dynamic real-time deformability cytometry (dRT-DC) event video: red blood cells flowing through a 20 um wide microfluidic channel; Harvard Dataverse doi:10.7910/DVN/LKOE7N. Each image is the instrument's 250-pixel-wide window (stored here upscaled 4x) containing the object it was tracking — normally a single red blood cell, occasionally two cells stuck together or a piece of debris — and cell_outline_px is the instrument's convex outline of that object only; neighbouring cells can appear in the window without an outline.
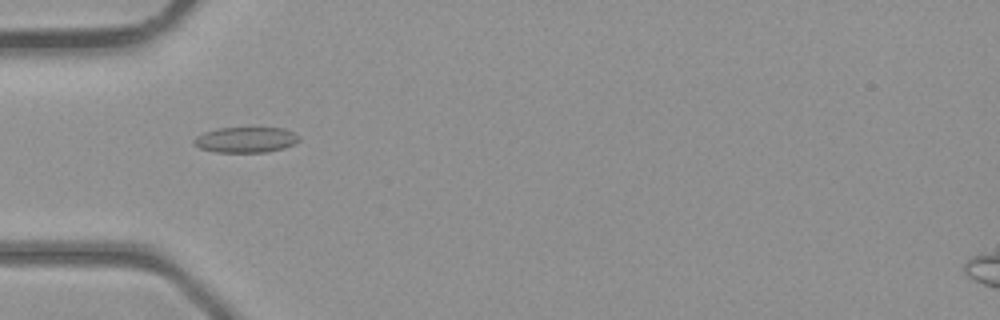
{"species": "common noctule bat (a hibernating species)", "species_latin": "Nyctalus noctula", "temperature_condition": "room temperature", "stored_images_in_passage": 2, "camera_frame_rate_fps": 3000, "um_per_image_px": 0.085, "animal": {"sex": "male", "body_mass_g": 23.1, "forearm_length_mm": 52.7}, "frame": {"image": 1, "passage_image": 1, "time_ms": 0.0, "image_size_px": [1000, 320], "cell_outline_px": [[300, 140], [284, 148], [264, 152], [216, 152], [200, 148], [192, 144], [192, 140], [196, 136], [204, 132], [220, 128], [284, 128], [300, 136]], "centroid_in_image_um": [20.86, 11.88], "position_along_channel_um": 64.1, "area_um2": 15.61}}
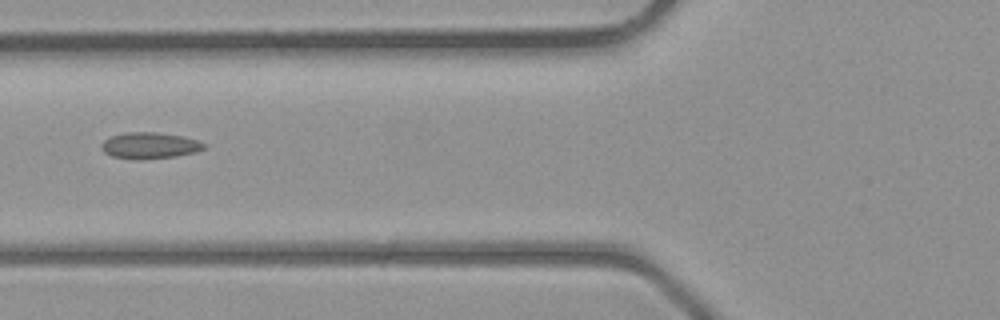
{"frame": {"image": 2, "passage_image": 2, "time_ms": 1.0, "image_size_px": [1000, 320], "cell_outline_px": [[208, 144], [204, 148], [196, 152], [176, 156], [112, 156], [104, 152], [100, 148], [100, 144], [104, 140], [112, 136], [124, 132], [152, 132], [184, 136]], "centroid_in_image_um": [12.75, 12.31], "position_along_channel_um": 113.0, "area_um2": 14.85}}